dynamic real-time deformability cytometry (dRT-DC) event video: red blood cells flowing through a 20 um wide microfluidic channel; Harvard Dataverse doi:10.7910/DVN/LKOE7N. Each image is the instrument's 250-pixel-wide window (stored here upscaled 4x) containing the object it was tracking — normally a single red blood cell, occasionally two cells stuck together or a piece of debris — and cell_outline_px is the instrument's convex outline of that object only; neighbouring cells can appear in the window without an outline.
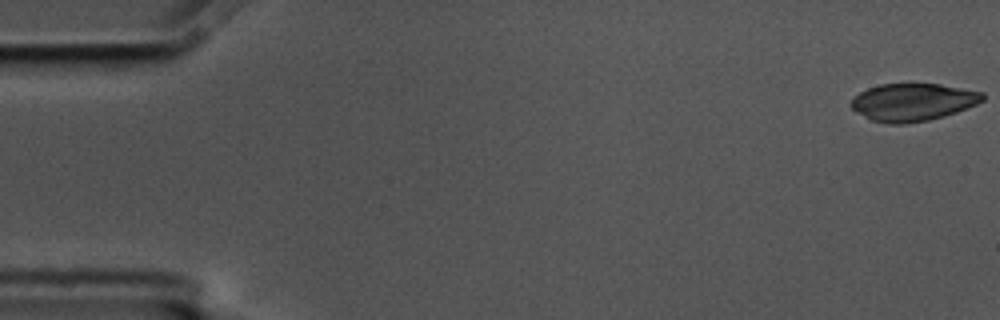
{"species": "common noctule bat (a hibernating species)", "species_latin": "Nyctalus noctula", "temperature_condition": "cold", "stored_images_in_passage": 14, "camera_frame_rate_fps": 3000, "um_per_image_px": 0.085, "animal": {"sex": "male", "body_mass_g": 17.5, "forearm_length_mm": 52.3}, "frame": {"image": 1, "passage_image": 1, "time_ms": 0.0, "image_size_px": [1000, 320], "cell_outline_px": [[984, 100], [976, 104], [956, 112], [944, 116], [928, 120], [904, 124], [892, 124], [872, 120], [864, 116], [852, 108], [852, 100], [860, 92], [868, 88], [880, 84], [940, 84], [984, 92]], "centroid_in_image_um": [77.62, 8.68], "position_along_channel_um": 7.4, "area_um2": 28.5}}